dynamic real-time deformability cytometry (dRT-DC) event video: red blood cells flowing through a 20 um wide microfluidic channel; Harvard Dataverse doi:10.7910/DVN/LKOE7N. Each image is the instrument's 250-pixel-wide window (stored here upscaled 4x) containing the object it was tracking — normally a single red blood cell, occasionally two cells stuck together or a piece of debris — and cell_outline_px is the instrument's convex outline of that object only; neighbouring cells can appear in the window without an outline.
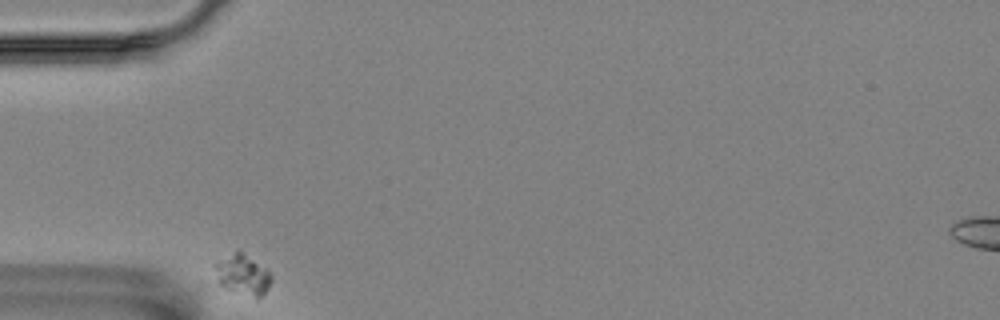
{"species": "Egyptian fruit bat (a non-hibernating species)", "species_latin": "Rousettus aegyptiacus", "temperature_condition": "room temperature", "stored_images_in_passage": 36, "camera_frame_rate_fps": 3000, "um_per_image_px": 0.085, "animal": {"sex": "female"}, "frame": {"image": 1, "passage_image": 1, "time_ms": 0.0, "image_size_px": [1000, 320], "cell_outline_px": [[272, 280], [268, 288], [260, 296], [256, 296], [224, 288], [216, 280], [212, 264], [216, 260], [236, 248], [240, 248], [268, 268], [272, 276]], "centroid_in_image_um": [20.58, 23.22], "position_along_channel_um": 64.4, "area_um2": 13.93}}
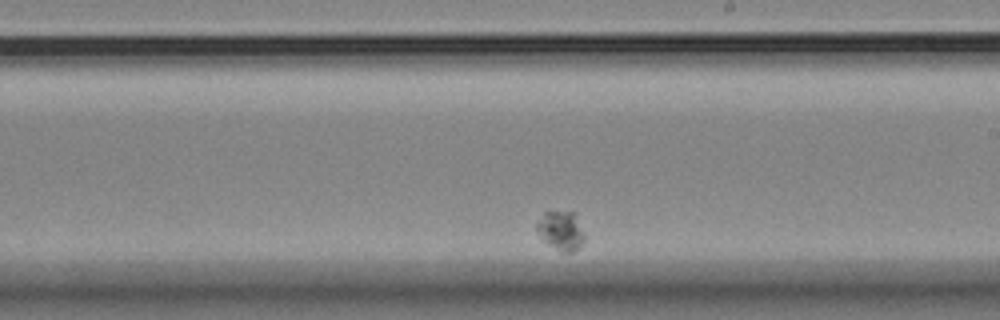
{"frame": {"image": 2, "passage_image": 22, "time_ms": 7.0, "image_size_px": [1000, 320], "cell_outline_px": [[584, 240], [572, 252], [564, 252], [548, 244], [540, 236], [536, 228], [536, 224], [544, 212], [576, 212], [584, 232]], "centroid_in_image_um": [47.69, 19.57], "position_along_channel_um": 241.3, "area_um2": 10.69}}
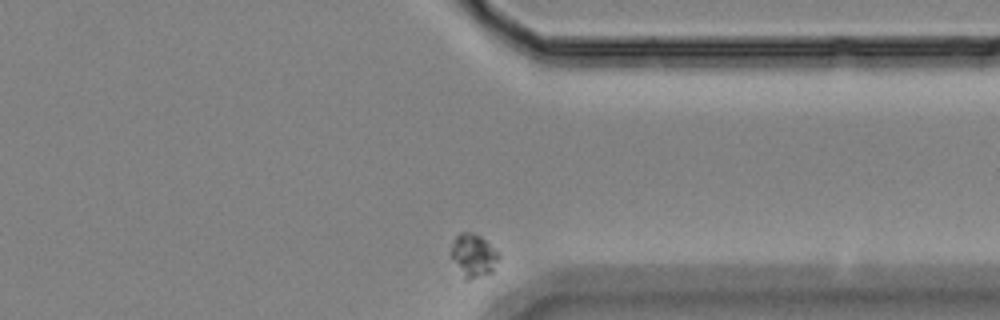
{"frame": {"image": 3, "passage_image": 36, "time_ms": 11.667, "image_size_px": [1000, 320], "cell_outline_px": [[500, 256], [492, 272], [468, 280], [464, 280], [452, 256], [452, 240], [460, 232], [472, 232], [480, 236], [500, 252]], "centroid_in_image_um": [40.27, 21.7], "position_along_channel_um": 371.1, "area_um2": 11.91}}